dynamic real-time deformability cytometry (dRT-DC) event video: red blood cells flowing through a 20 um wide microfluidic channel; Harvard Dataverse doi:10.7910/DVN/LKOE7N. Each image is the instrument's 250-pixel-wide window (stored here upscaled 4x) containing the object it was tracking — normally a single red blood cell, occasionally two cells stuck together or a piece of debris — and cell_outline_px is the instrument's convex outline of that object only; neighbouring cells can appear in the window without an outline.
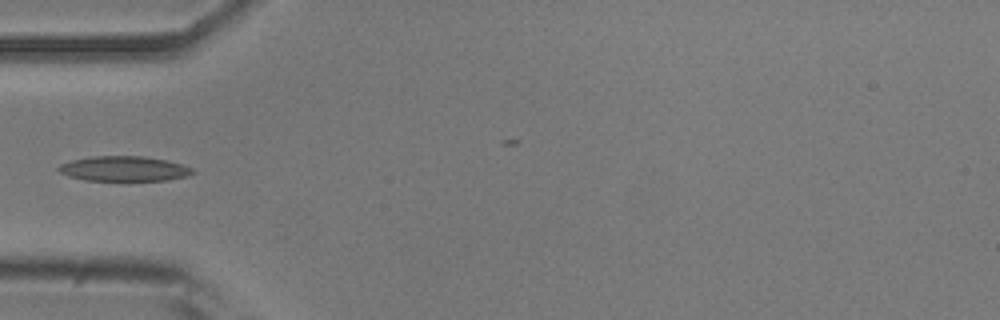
{"species": "common noctule bat (a hibernating species)", "species_latin": "Nyctalus noctula", "temperature_condition": "room temperature", "stored_images_in_passage": 15, "camera_frame_rate_fps": 3000, "um_per_image_px": 0.085, "animal": {"sex": "male", "body_mass_g": 20.5, "forearm_length_mm": 52.5}, "frame": {"image": 1, "passage_image": 1, "time_ms": 0.0, "image_size_px": [1000, 320], "cell_outline_px": [[196, 172], [188, 176], [168, 180], [84, 180], [68, 176], [60, 172], [56, 168], [60, 164], [72, 160], [92, 156], [144, 156], [168, 160], [184, 164], [192, 168]], "centroid_in_image_um": [10.57, 14.33], "position_along_channel_um": 74.4, "area_um2": 19.65}}
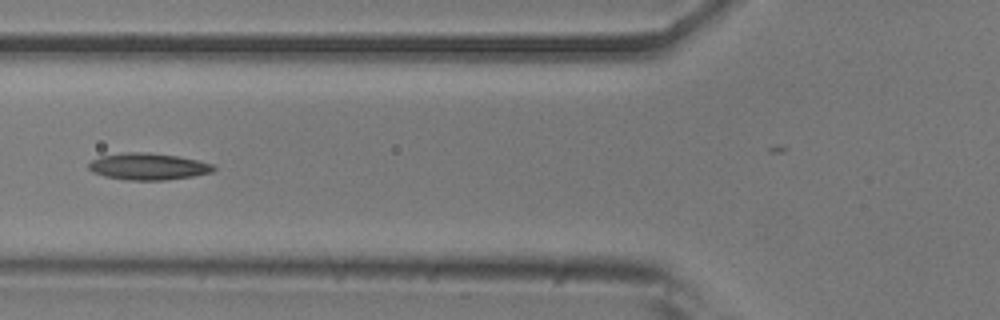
{"frame": {"image": 2, "passage_image": 4, "time_ms": 1.0, "image_size_px": [1000, 320], "cell_outline_px": [[216, 168], [212, 172], [192, 176], [164, 180], [128, 180], [104, 176], [92, 172], [88, 168], [88, 164], [92, 160], [100, 156], [124, 152], [148, 152], [176, 156], [196, 160], [212, 164]], "centroid_in_image_um": [12.55, 14.15], "position_along_channel_um": 113.2, "area_um2": 19.36}}
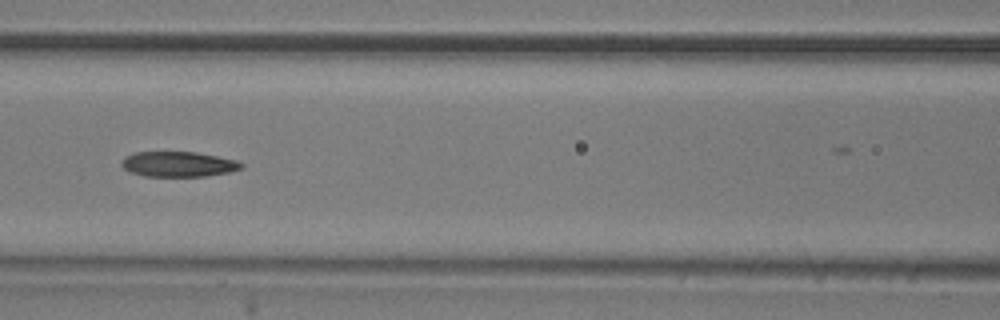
{"frame": {"image": 3, "passage_image": 7, "time_ms": 2.0, "image_size_px": [1000, 320], "cell_outline_px": [[244, 168], [228, 172], [208, 176], [144, 176], [132, 172], [124, 168], [120, 164], [124, 156], [132, 152], [196, 152], [236, 160], [244, 164]], "centroid_in_image_um": [15.15, 13.95], "position_along_channel_um": 151.4, "area_um2": 17.63}}